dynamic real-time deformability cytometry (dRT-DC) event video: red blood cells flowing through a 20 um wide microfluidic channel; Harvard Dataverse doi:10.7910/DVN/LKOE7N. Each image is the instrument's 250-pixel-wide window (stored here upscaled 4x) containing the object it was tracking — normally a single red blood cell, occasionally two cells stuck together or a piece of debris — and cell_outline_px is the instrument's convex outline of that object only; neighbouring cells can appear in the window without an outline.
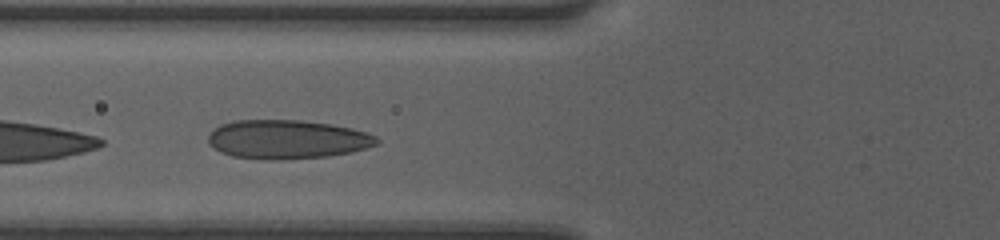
{"species": "human", "species_latin": "Homo sapiens", "temperature_condition": "room temperature", "stored_images_in_passage": 8, "camera_frame_rate_fps": 3000, "um_per_image_px": 0.085, "donor": {"sex": "female"}, "frame": {"image": 1, "passage_image": 5, "time_ms": 1.333, "image_size_px": [1000, 240], "cell_outline_px": [[380, 144], [352, 152], [328, 156], [280, 160], [272, 160], [232, 156], [220, 152], [208, 144], [208, 136], [220, 124], [236, 120], [300, 120], [332, 124], [352, 128], [368, 132], [376, 136], [380, 140]], "centroid_in_image_um": [24.45, 11.85], "position_along_channel_um": 101.4, "area_um2": 38.49}}